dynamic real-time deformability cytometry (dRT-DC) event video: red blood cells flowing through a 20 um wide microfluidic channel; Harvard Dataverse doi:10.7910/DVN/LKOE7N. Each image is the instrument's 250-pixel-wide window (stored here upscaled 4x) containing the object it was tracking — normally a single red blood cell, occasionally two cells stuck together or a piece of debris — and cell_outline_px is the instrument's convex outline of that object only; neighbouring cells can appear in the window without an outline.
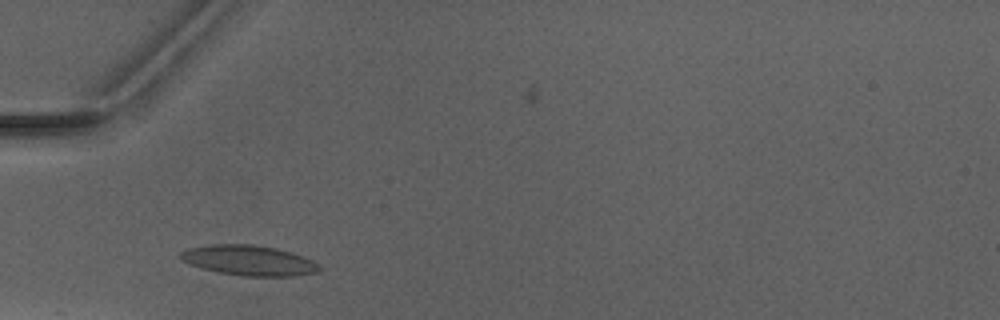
{"species": "Egyptian fruit bat (a non-hibernating species)", "species_latin": "Rousettus aegyptiacus", "temperature_condition": "warm", "stored_images_in_passage": 4, "camera_frame_rate_fps": 3000, "um_per_image_px": 0.085, "animal": {"sex": "male"}, "frame": {"image": 1, "passage_image": 2, "time_ms": 1.0, "image_size_px": [1000, 320], "cell_outline_px": [[320, 268], [316, 272], [296, 276], [244, 276], [216, 272], [200, 268], [188, 264], [176, 256], [180, 252], [188, 248], [208, 244], [252, 244], [276, 248], [292, 252], [312, 260], [320, 264]], "centroid_in_image_um": [21.1, 22.13], "position_along_channel_um": 63.9, "area_um2": 24.74}}
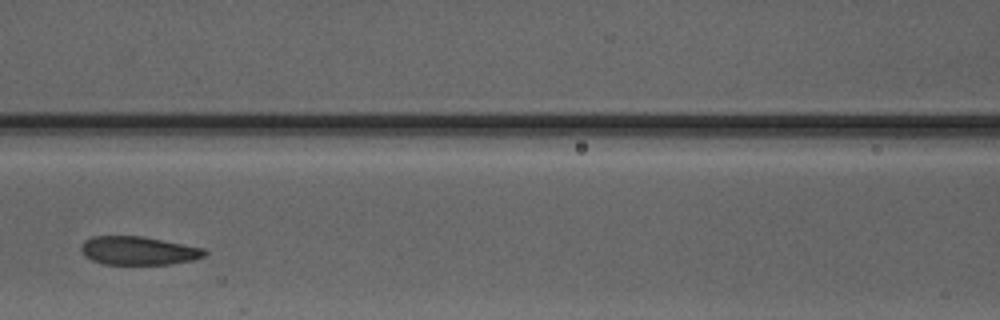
{"frame": {"image": 2, "passage_image": 4, "time_ms": 3.333, "image_size_px": [1000, 320], "cell_outline_px": [[208, 252], [204, 256], [192, 260], [172, 264], [104, 264], [92, 260], [84, 256], [80, 252], [80, 248], [84, 240], [92, 236], [140, 236], [204, 248]], "centroid_in_image_um": [11.73, 21.31], "position_along_channel_um": 154.9, "area_um2": 20.46}}